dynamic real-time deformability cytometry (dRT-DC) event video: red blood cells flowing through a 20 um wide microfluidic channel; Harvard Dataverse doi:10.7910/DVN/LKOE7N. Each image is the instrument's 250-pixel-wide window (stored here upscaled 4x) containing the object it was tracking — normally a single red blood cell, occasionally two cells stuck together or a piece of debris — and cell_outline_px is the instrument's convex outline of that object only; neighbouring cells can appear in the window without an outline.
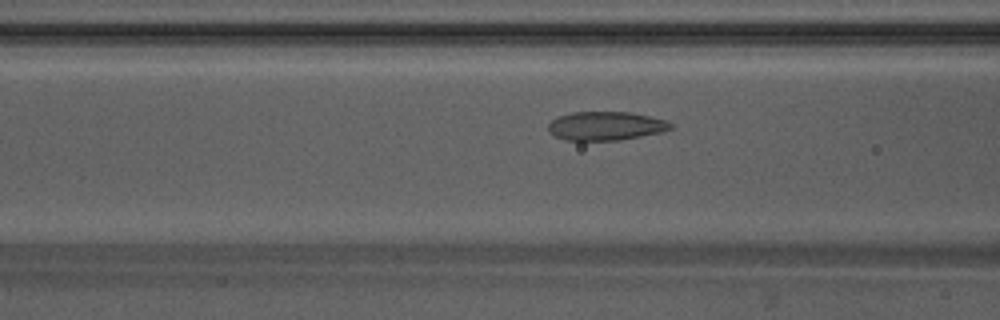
{"species": "Egyptian fruit bat (a non-hibernating species)", "species_latin": "Rousettus aegyptiacus", "temperature_condition": "warm", "stored_images_in_passage": 33, "camera_frame_rate_fps": 3000, "um_per_image_px": 0.085, "animal": {"sex": "male"}, "frame": {"image": 1, "passage_image": 12, "time_ms": 3.667, "image_size_px": [1000, 320], "cell_outline_px": [[672, 128], [664, 132], [620, 140], [564, 140], [552, 136], [548, 132], [548, 124], [552, 120], [560, 116], [572, 112], [632, 112], [668, 120], [672, 124]], "centroid_in_image_um": [51.5, 10.71], "position_along_channel_um": 115.1, "area_um2": 20.75}}
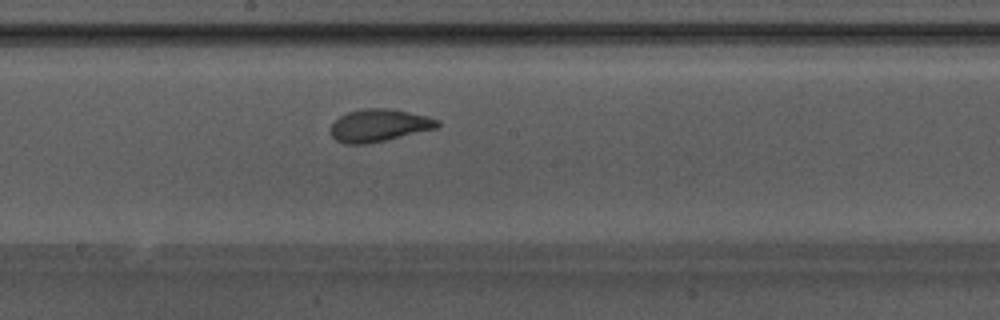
{"frame": {"image": 2, "passage_image": 20, "time_ms": 6.333, "image_size_px": [1000, 320], "cell_outline_px": [[440, 128], [368, 144], [344, 144], [336, 140], [332, 136], [332, 124], [340, 116], [348, 112], [364, 108], [388, 108], [428, 116], [440, 120]], "centroid_in_image_um": [32.27, 10.66], "position_along_channel_um": 215.9, "area_um2": 20.35}}
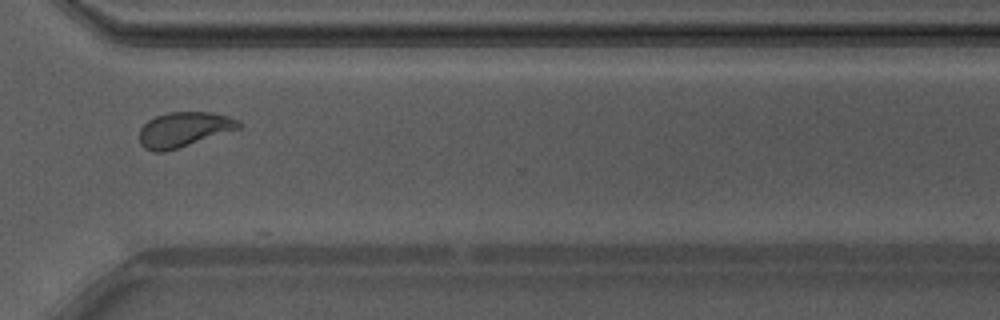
{"frame": {"image": 3, "passage_image": 31, "time_ms": 10.0, "image_size_px": [1000, 320], "cell_outline_px": [[244, 124], [240, 128], [164, 152], [152, 152], [144, 148], [140, 144], [140, 128], [148, 120], [156, 116], [168, 112], [212, 112], [228, 116], [240, 120]], "centroid_in_image_um": [15.63, 11.0], "position_along_channel_um": 355.0, "area_um2": 20.17}, "authors_computed_cell_mechanics": {"area_um2": 20.23, "velocity_mm_per_s": 3.784, "shape_relaxation_time_tau1_ms": 3.9452, "shape_relaxation_time_tau2_ms": 1.1773, "deformation_change_tau1": 0.1261, "deformation_change_tau2": 0.0596}}